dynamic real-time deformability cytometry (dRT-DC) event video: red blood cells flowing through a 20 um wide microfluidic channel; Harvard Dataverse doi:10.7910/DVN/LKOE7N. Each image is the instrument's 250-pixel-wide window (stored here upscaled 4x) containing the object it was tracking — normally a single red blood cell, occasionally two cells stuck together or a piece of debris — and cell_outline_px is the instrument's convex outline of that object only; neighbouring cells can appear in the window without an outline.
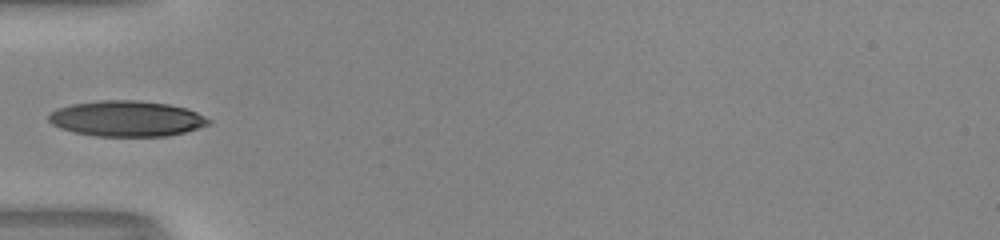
{"species": "human", "species_latin": "Homo sapiens", "temperature_condition": "room temperature", "stored_images_in_passage": 34, "camera_frame_rate_fps": 3000, "um_per_image_px": 0.085, "donor": {"sex": "male"}, "frame": {"image": 1, "passage_image": 1, "time_ms": 0.0, "image_size_px": [1000, 240], "cell_outline_px": [[212, 124], [184, 132], [168, 136], [96, 136], [72, 132], [60, 128], [52, 124], [48, 120], [48, 112], [56, 108], [72, 104], [100, 100], [140, 100], [168, 104], [188, 108], [212, 120]], "centroid_in_image_um": [10.76, 10.08], "position_along_channel_um": 74.2, "area_um2": 33.58}}
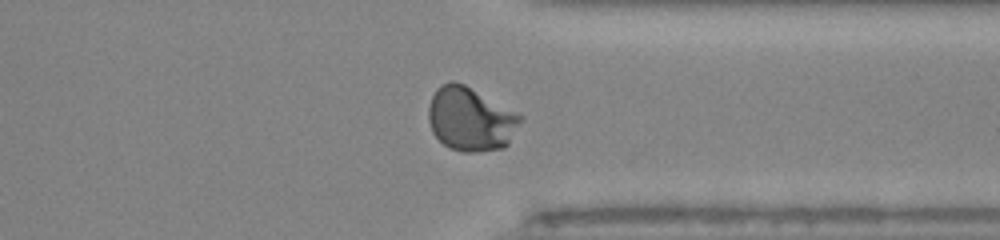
{"frame": {"image": 2, "passage_image": 23, "time_ms": 7.333, "image_size_px": [1000, 240], "cell_outline_px": [[524, 116], [508, 144], [504, 148], [476, 152], [464, 152], [448, 148], [432, 132], [428, 120], [428, 108], [432, 96], [436, 88], [440, 84], [452, 80], [456, 80], [464, 84]], "centroid_in_image_um": [39.98, 10.12], "position_along_channel_um": 371.4, "area_um2": 34.33}}
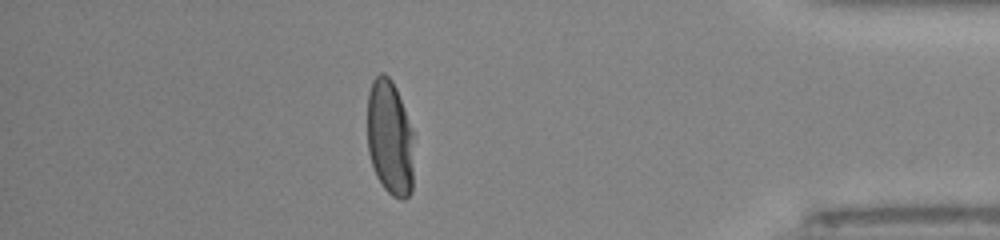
{"frame": {"image": 3, "passage_image": 28, "time_ms": 9.0, "image_size_px": [1000, 240], "cell_outline_px": [[412, 192], [404, 200], [400, 200], [392, 196], [384, 188], [376, 176], [368, 152], [368, 92], [372, 80], [380, 72], [384, 72], [392, 80], [396, 88], [404, 108], [412, 132]], "centroid_in_image_um": [33.12, 11.71], "position_along_channel_um": 402.1, "area_um2": 31.27}}